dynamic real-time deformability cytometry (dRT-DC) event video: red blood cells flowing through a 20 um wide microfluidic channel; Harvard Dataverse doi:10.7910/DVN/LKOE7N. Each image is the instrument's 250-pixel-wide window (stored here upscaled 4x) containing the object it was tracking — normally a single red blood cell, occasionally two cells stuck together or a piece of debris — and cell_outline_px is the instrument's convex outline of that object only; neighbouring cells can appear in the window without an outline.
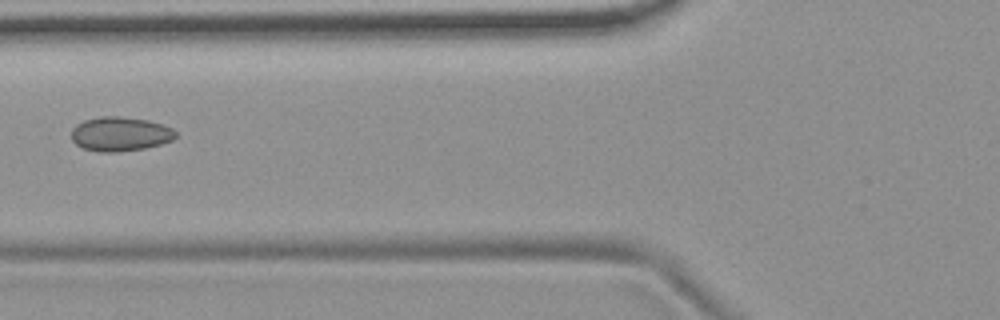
{"species": "common noctule bat (a hibernating species)", "species_latin": "Nyctalus noctula", "temperature_condition": "room temperature", "stored_images_in_passage": 9, "camera_frame_rate_fps": 3000, "um_per_image_px": 0.085, "animal": {"sex": "female", "body_mass_g": 19.9}, "frame": {"image": 1, "passage_image": 6, "time_ms": 6.667, "image_size_px": [1000, 320], "cell_outline_px": [[176, 136], [172, 140], [160, 144], [144, 148], [116, 152], [100, 152], [84, 148], [76, 144], [72, 140], [72, 128], [76, 124], [84, 120], [100, 116], [120, 116], [148, 120], [172, 128], [176, 132]], "centroid_in_image_um": [10.19, 11.38], "position_along_channel_um": 115.6, "area_um2": 20.75}}
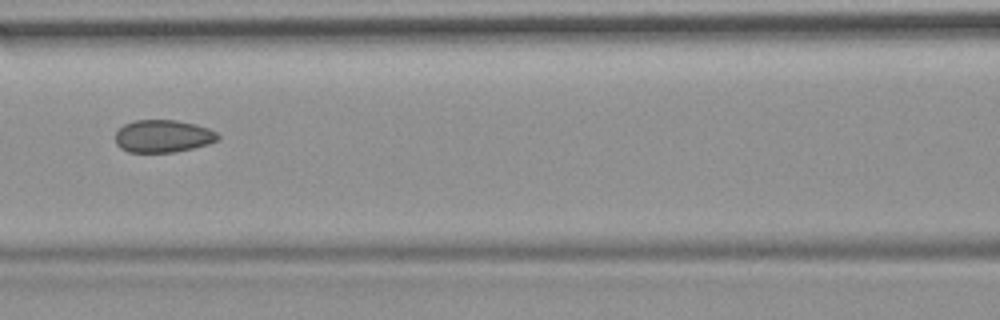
{"frame": {"image": 2, "passage_image": 7, "time_ms": 7.667, "image_size_px": [1000, 320], "cell_outline_px": [[220, 136], [216, 140], [208, 144], [176, 152], [128, 152], [120, 148], [116, 144], [116, 132], [124, 124], [136, 120], [176, 120], [196, 124], [208, 128], [216, 132]], "centroid_in_image_um": [13.84, 11.57], "position_along_channel_um": 152.8, "area_um2": 19.42}}